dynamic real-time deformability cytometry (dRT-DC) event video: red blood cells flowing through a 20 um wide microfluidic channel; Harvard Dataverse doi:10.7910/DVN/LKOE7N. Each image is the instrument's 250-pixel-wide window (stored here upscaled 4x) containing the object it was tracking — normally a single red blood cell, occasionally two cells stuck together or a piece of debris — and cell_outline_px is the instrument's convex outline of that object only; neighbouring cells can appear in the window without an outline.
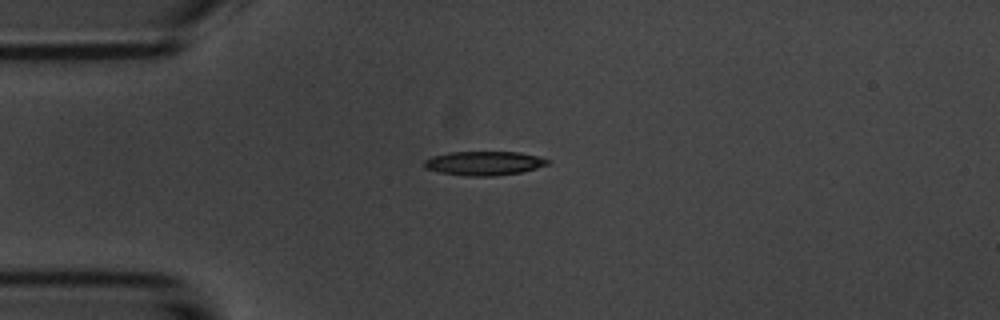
{"species": "common noctule bat (a hibernating species)", "species_latin": "Nyctalus noctula", "temperature_condition": "room temperature", "stored_images_in_passage": 4, "camera_frame_rate_fps": 3000, "um_per_image_px": 0.085, "animal": {"sex": "male", "body_mass_g": 20.1, "forearm_length_mm": 53.5}, "frame": {"image": 1, "passage_image": 4, "time_ms": 3.333, "image_size_px": [1000, 320], "cell_outline_px": [[552, 164], [520, 172], [496, 176], [468, 176], [440, 172], [424, 168], [424, 160], [432, 156], [448, 152], [520, 152], [552, 160]], "centroid_in_image_um": [41.17, 13.87], "position_along_channel_um": 43.8, "area_um2": 17.4}}